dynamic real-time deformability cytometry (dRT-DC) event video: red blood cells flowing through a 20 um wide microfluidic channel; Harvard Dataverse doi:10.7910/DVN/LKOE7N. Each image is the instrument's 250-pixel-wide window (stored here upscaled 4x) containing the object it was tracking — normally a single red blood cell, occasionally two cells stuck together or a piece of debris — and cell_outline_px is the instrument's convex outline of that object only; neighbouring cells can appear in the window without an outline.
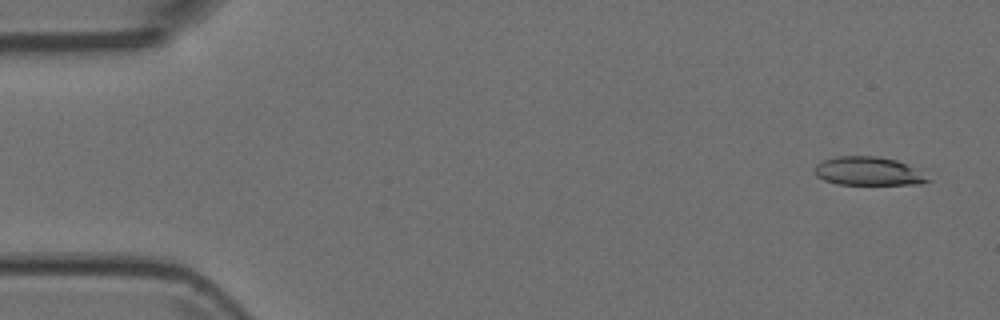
{"species": "Egyptian fruit bat (a non-hibernating species)", "species_latin": "Rousettus aegyptiacus", "temperature_condition": "room temperature", "stored_images_in_passage": 8, "camera_frame_rate_fps": 3000, "um_per_image_px": 0.085, "animal": {"sex": "female"}, "frame": {"image": 1, "passage_image": 1, "time_ms": 0.0, "image_size_px": [1000, 320], "cell_outline_px": [[932, 180], [920, 184], [836, 184], [824, 180], [816, 176], [816, 164], [824, 160], [836, 156], [876, 156], [896, 160], [912, 168]], "centroid_in_image_um": [73.75, 14.55], "position_along_channel_um": 11.2, "area_um2": 18.44}}
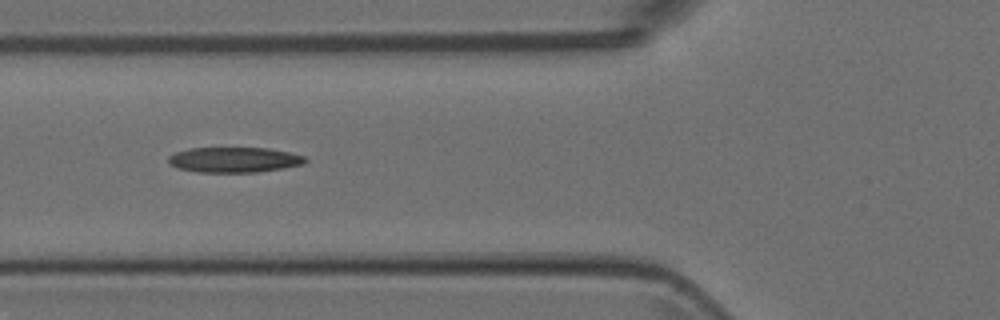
{"frame": {"image": 2, "passage_image": 6, "time_ms": 1.667, "image_size_px": [1000, 320], "cell_outline_px": [[308, 160], [304, 164], [256, 172], [200, 172], [176, 168], [168, 164], [168, 156], [176, 152], [188, 148], [268, 148], [288, 152], [304, 156]], "centroid_in_image_um": [19.86, 13.58], "position_along_channel_um": 105.9, "area_um2": 20.11}}
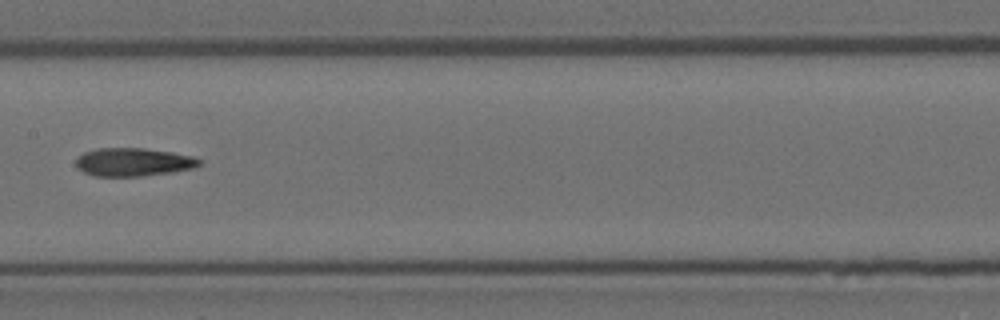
{"frame": {"image": 3, "passage_image": 8, "time_ms": 2.333, "image_size_px": [1000, 320], "cell_outline_px": [[200, 164], [192, 168], [172, 172], [140, 176], [96, 176], [84, 172], [76, 164], [76, 160], [84, 152], [96, 148], [144, 148], [172, 152], [192, 156], [200, 160]], "centroid_in_image_um": [11.33, 13.77], "position_along_channel_um": 196.1, "area_um2": 20.06}}